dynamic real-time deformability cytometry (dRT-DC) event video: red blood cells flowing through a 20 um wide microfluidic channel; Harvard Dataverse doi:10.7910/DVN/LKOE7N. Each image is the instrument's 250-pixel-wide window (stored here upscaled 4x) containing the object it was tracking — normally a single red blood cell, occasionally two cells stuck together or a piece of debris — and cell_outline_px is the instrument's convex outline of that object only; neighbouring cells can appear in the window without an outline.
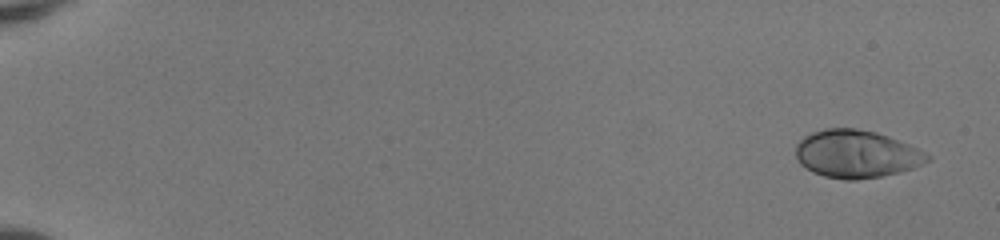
{"species": "human", "species_latin": "Homo sapiens", "temperature_condition": "room temperature", "stored_images_in_passage": 50, "camera_frame_rate_fps": 3000, "um_per_image_px": 0.085, "donor": {"sex": "female"}, "frame": {"image": 1, "passage_image": 1, "time_ms": 0.0, "image_size_px": [1000, 240], "cell_outline_px": [[932, 160], [912, 168], [900, 172], [880, 176], [856, 180], [844, 180], [824, 176], [812, 172], [800, 164], [796, 156], [796, 144], [804, 136], [812, 132], [824, 128], [856, 128], [876, 132], [888, 136], [908, 144], [932, 156]], "centroid_in_image_um": [72.78, 13.09], "position_along_channel_um": 12.2, "area_um2": 36.7}}
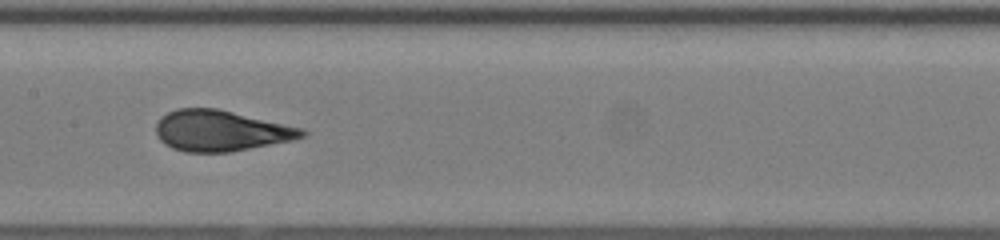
{"frame": {"image": 2, "passage_image": 27, "time_ms": 8.667, "image_size_px": [1000, 240], "cell_outline_px": [[308, 132], [304, 136], [296, 140], [228, 152], [184, 152], [172, 148], [164, 144], [160, 140], [156, 132], [156, 124], [160, 116], [176, 108], [216, 108], [304, 128]], "centroid_in_image_um": [18.77, 11.11], "position_along_channel_um": 188.6, "area_um2": 34.97}}
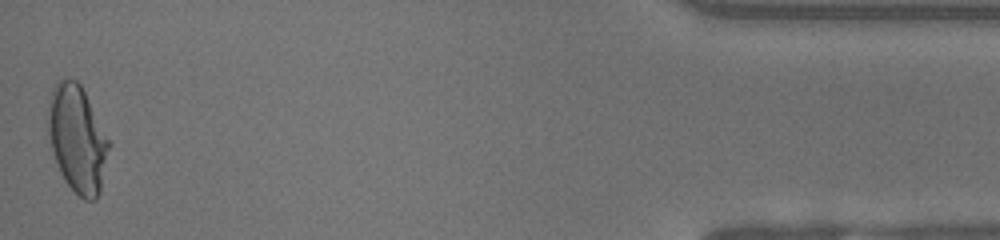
{"frame": {"image": 3, "passage_image": 50, "time_ms": 16.333, "image_size_px": [1000, 240], "cell_outline_px": [[112, 144], [100, 188], [96, 200], [84, 200], [64, 180], [60, 172], [52, 148], [48, 132], [48, 120], [52, 88], [56, 80], [76, 80], [80, 84]], "centroid_in_image_um": [6.6, 11.82], "position_along_channel_um": 428.6, "area_um2": 37.45}, "authors_computed_cell_mechanics": {"area_um2": 34.8823, "velocity_mm_per_s": 4.0946, "shape_relaxation_time_tau1_ms": 6.9783, "shape_relaxation_time_tau2_ms": null, "deformation_change_tau1": 0.2685, "deformation_change_tau2": null}}